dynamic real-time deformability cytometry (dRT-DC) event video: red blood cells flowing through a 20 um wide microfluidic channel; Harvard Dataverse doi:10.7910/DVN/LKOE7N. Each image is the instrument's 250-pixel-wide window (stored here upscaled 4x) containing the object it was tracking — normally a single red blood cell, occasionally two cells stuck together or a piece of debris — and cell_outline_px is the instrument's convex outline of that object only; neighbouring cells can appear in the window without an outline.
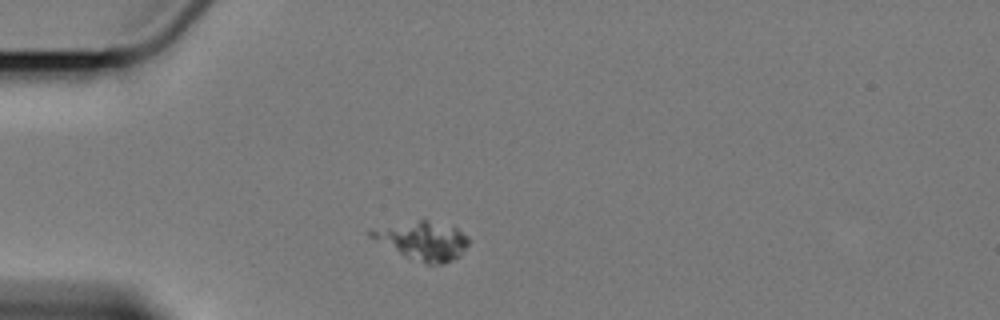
{"species": "Egyptian fruit bat (a non-hibernating species)", "species_latin": "Rousettus aegyptiacus", "temperature_condition": "cold", "stored_images_in_passage": 1, "camera_frame_rate_fps": 3000, "um_per_image_px": 0.085, "animal": {"sex": "female"}, "frame": {"image": 1, "passage_image": 1, "time_ms": 0.0, "image_size_px": [1000, 320], "cell_outline_px": [[468, 244], [460, 256], [444, 264], [428, 264], [404, 256], [368, 236], [368, 232], [420, 220], [428, 220], [456, 228], [468, 236]], "centroid_in_image_um": [36.01, 20.5], "position_along_channel_um": 49.0, "area_um2": 21.04}}